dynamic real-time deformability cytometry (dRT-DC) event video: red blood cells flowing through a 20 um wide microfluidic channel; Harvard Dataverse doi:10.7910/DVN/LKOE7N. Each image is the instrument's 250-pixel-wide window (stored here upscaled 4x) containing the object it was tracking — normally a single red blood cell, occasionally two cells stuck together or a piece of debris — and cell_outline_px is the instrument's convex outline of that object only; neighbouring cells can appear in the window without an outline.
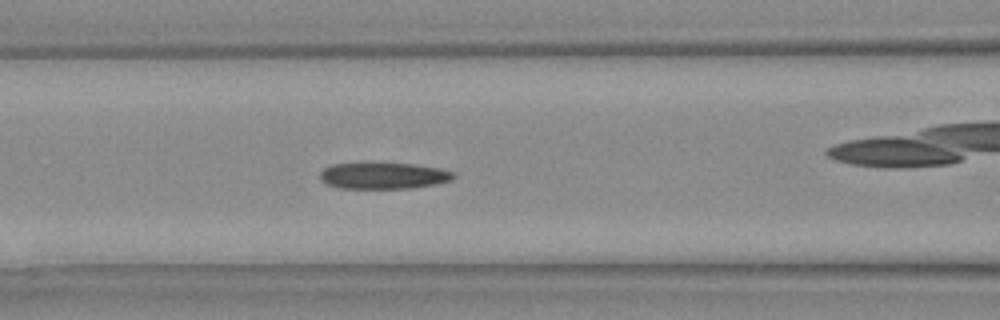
{"species": "Egyptian fruit bat (a non-hibernating species)", "species_latin": "Rousettus aegyptiacus", "temperature_condition": "warm", "stored_images_in_passage": 18, "camera_frame_rate_fps": 3000, "um_per_image_px": 0.085, "animal": {"sex": "female"}, "frame": {"image": 1, "passage_image": 13, "time_ms": 4.0, "image_size_px": [1000, 320], "cell_outline_px": [[456, 176], [452, 180], [436, 184], [412, 188], [340, 188], [328, 184], [320, 180], [320, 172], [324, 168], [332, 164], [416, 164], [440, 168], [456, 172]], "centroid_in_image_um": [32.65, 14.94], "position_along_channel_um": 134.0, "area_um2": 20.4}}